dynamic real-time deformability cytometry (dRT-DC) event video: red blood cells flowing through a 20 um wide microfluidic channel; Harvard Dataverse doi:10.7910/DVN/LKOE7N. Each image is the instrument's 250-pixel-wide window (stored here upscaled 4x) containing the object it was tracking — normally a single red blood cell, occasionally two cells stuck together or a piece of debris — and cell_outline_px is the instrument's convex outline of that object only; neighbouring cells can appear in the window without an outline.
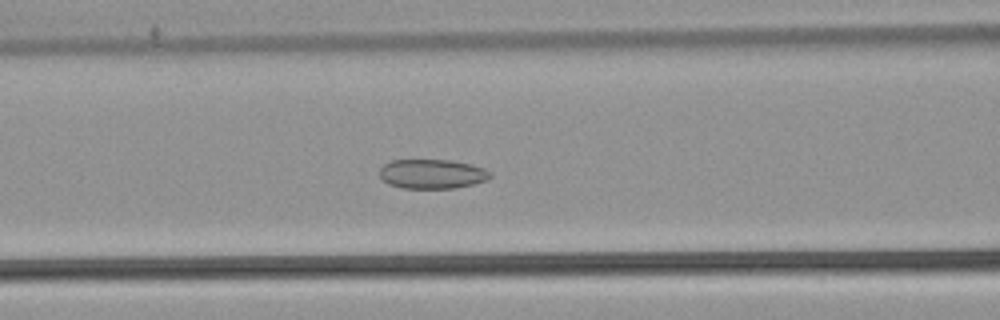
{"species": "common noctule bat (a hibernating species)", "species_latin": "Nyctalus noctula", "temperature_condition": "warm", "stored_images_in_passage": 55, "camera_frame_rate_fps": 3000, "um_per_image_px": 0.085, "animal": {"sex": "male", "body_mass_g": 21.5, "forearm_length_mm": 52.0}, "frame": {"image": 1, "passage_image": 23, "time_ms": 7.333, "image_size_px": [1000, 320], "cell_outline_px": [[492, 176], [488, 180], [456, 188], [404, 188], [388, 184], [380, 176], [380, 168], [384, 164], [392, 160], [452, 160], [472, 164], [484, 168], [492, 172]], "centroid_in_image_um": [36.77, 14.78], "position_along_channel_um": 129.8, "area_um2": 19.07}}
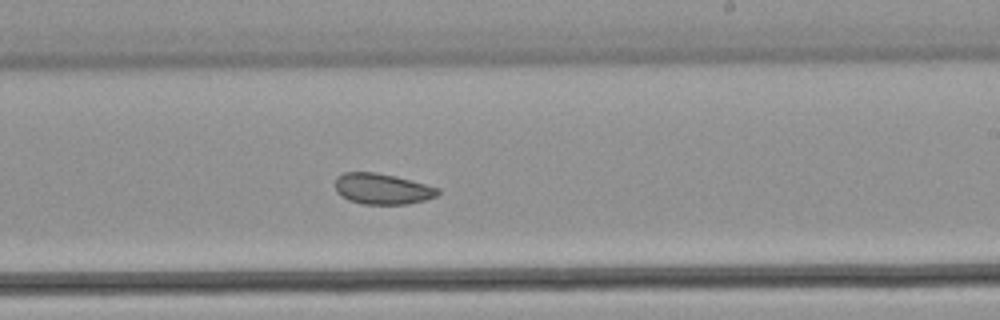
{"frame": {"image": 2, "passage_image": 33, "time_ms": 10.667, "image_size_px": [1000, 320], "cell_outline_px": [[440, 192], [436, 196], [424, 200], [408, 204], [360, 204], [348, 200], [340, 196], [336, 192], [336, 176], [344, 172], [376, 172], [396, 176], [440, 188]], "centroid_in_image_um": [32.47, 16.05], "position_along_channel_um": 256.5, "area_um2": 18.61}}
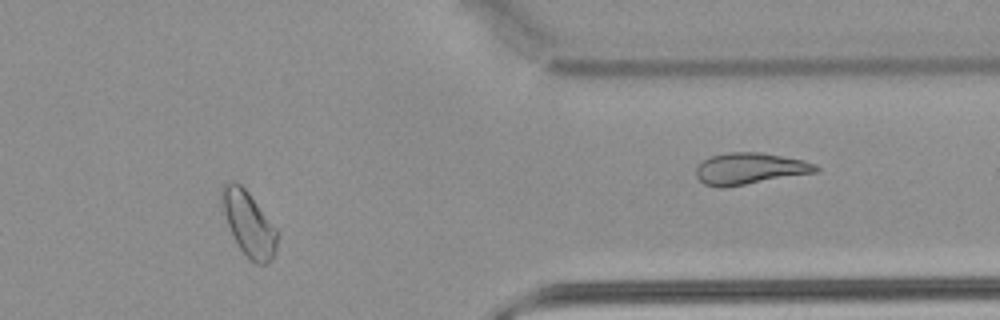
{"frame": {"image": 3, "passage_image": 45, "time_ms": 14.667, "image_size_px": [1000, 320], "cell_outline_px": [[280, 232], [276, 252], [272, 260], [268, 264], [256, 264], [240, 248], [228, 224], [220, 200], [220, 192], [224, 184], [232, 180], [236, 180], [248, 192]], "centroid_in_image_um": [21.18, 19.01], "position_along_channel_um": 390.2, "area_um2": 20.87}, "authors_computed_cell_mechanics": {"area_um2": 21.4438, "velocity_mm_per_s": 3.8142, "shape_relaxation_time_tau1_ms": null, "shape_relaxation_time_tau2_ms": 2.0341, "deformation_change_tau1": null, "deformation_change_tau2": 0.0651}}